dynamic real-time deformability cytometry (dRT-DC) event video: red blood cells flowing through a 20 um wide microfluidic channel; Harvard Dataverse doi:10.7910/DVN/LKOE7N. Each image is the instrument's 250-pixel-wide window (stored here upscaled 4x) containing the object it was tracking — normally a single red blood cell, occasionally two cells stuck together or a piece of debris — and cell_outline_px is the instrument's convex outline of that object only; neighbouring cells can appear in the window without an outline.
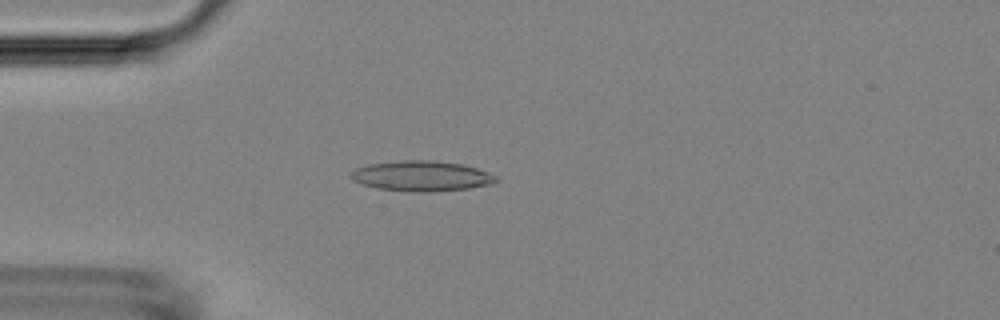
{"species": "Egyptian fruit bat (a non-hibernating species)", "species_latin": "Rousettus aegyptiacus", "temperature_condition": "room temperature", "stored_images_in_passage": 4, "camera_frame_rate_fps": 3000, "um_per_image_px": 0.085, "animal": {"sex": "female"}, "frame": {"image": 1, "passage_image": 2, "time_ms": 0.333, "image_size_px": [1000, 320], "cell_outline_px": [[500, 180], [492, 184], [468, 188], [432, 192], [412, 192], [376, 188], [352, 180], [348, 176], [356, 168], [368, 164], [404, 160], [432, 160], [460, 164], [476, 168], [488, 172], [496, 176]], "centroid_in_image_um": [35.83, 14.97], "position_along_channel_um": 49.2, "area_um2": 25.66}}